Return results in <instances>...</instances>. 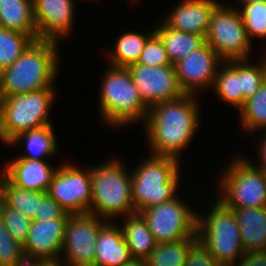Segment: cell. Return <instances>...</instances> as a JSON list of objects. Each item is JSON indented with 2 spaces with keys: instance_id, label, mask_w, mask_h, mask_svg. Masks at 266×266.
I'll return each instance as SVG.
<instances>
[{
  "instance_id": "cell-47",
  "label": "cell",
  "mask_w": 266,
  "mask_h": 266,
  "mask_svg": "<svg viewBox=\"0 0 266 266\" xmlns=\"http://www.w3.org/2000/svg\"><path fill=\"white\" fill-rule=\"evenodd\" d=\"M1 175H2V171H1V167H0V180H1Z\"/></svg>"
},
{
  "instance_id": "cell-29",
  "label": "cell",
  "mask_w": 266,
  "mask_h": 266,
  "mask_svg": "<svg viewBox=\"0 0 266 266\" xmlns=\"http://www.w3.org/2000/svg\"><path fill=\"white\" fill-rule=\"evenodd\" d=\"M197 237L175 242L157 243L145 259L147 266H184L190 245Z\"/></svg>"
},
{
  "instance_id": "cell-20",
  "label": "cell",
  "mask_w": 266,
  "mask_h": 266,
  "mask_svg": "<svg viewBox=\"0 0 266 266\" xmlns=\"http://www.w3.org/2000/svg\"><path fill=\"white\" fill-rule=\"evenodd\" d=\"M95 247L94 266H124L133 260L122 229L115 221H108L101 228Z\"/></svg>"
},
{
  "instance_id": "cell-26",
  "label": "cell",
  "mask_w": 266,
  "mask_h": 266,
  "mask_svg": "<svg viewBox=\"0 0 266 266\" xmlns=\"http://www.w3.org/2000/svg\"><path fill=\"white\" fill-rule=\"evenodd\" d=\"M158 22L157 26L153 25V28L163 41L169 60L173 65L205 42L202 36L174 30L162 19L158 20Z\"/></svg>"
},
{
  "instance_id": "cell-1",
  "label": "cell",
  "mask_w": 266,
  "mask_h": 266,
  "mask_svg": "<svg viewBox=\"0 0 266 266\" xmlns=\"http://www.w3.org/2000/svg\"><path fill=\"white\" fill-rule=\"evenodd\" d=\"M200 101L197 95L184 94L149 108L142 127L150 154L182 159L203 123Z\"/></svg>"
},
{
  "instance_id": "cell-44",
  "label": "cell",
  "mask_w": 266,
  "mask_h": 266,
  "mask_svg": "<svg viewBox=\"0 0 266 266\" xmlns=\"http://www.w3.org/2000/svg\"><path fill=\"white\" fill-rule=\"evenodd\" d=\"M42 266H60L59 262H46Z\"/></svg>"
},
{
  "instance_id": "cell-9",
  "label": "cell",
  "mask_w": 266,
  "mask_h": 266,
  "mask_svg": "<svg viewBox=\"0 0 266 266\" xmlns=\"http://www.w3.org/2000/svg\"><path fill=\"white\" fill-rule=\"evenodd\" d=\"M205 41L223 61L248 60L254 56V45L247 35L239 10L229 2L221 1L213 10Z\"/></svg>"
},
{
  "instance_id": "cell-34",
  "label": "cell",
  "mask_w": 266,
  "mask_h": 266,
  "mask_svg": "<svg viewBox=\"0 0 266 266\" xmlns=\"http://www.w3.org/2000/svg\"><path fill=\"white\" fill-rule=\"evenodd\" d=\"M137 63L146 66L171 64L164 43L156 32L148 38Z\"/></svg>"
},
{
  "instance_id": "cell-15",
  "label": "cell",
  "mask_w": 266,
  "mask_h": 266,
  "mask_svg": "<svg viewBox=\"0 0 266 266\" xmlns=\"http://www.w3.org/2000/svg\"><path fill=\"white\" fill-rule=\"evenodd\" d=\"M77 1L83 0H32L38 39L57 43L69 39L75 30Z\"/></svg>"
},
{
  "instance_id": "cell-38",
  "label": "cell",
  "mask_w": 266,
  "mask_h": 266,
  "mask_svg": "<svg viewBox=\"0 0 266 266\" xmlns=\"http://www.w3.org/2000/svg\"><path fill=\"white\" fill-rule=\"evenodd\" d=\"M257 135V136H256ZM255 139H258V143L256 144V150H257V156L255 160V157L252 159L250 156H244L253 166L266 170V132H257L254 133ZM259 137V138H258ZM255 163H254V162Z\"/></svg>"
},
{
  "instance_id": "cell-22",
  "label": "cell",
  "mask_w": 266,
  "mask_h": 266,
  "mask_svg": "<svg viewBox=\"0 0 266 266\" xmlns=\"http://www.w3.org/2000/svg\"><path fill=\"white\" fill-rule=\"evenodd\" d=\"M154 32L155 29L146 33L132 29L121 32L122 34H118L119 36L115 38L111 51L108 48L104 54L106 63L116 67H128L137 63L145 43Z\"/></svg>"
},
{
  "instance_id": "cell-11",
  "label": "cell",
  "mask_w": 266,
  "mask_h": 266,
  "mask_svg": "<svg viewBox=\"0 0 266 266\" xmlns=\"http://www.w3.org/2000/svg\"><path fill=\"white\" fill-rule=\"evenodd\" d=\"M67 161L59 162L47 193L70 215L90 213L91 167Z\"/></svg>"
},
{
  "instance_id": "cell-18",
  "label": "cell",
  "mask_w": 266,
  "mask_h": 266,
  "mask_svg": "<svg viewBox=\"0 0 266 266\" xmlns=\"http://www.w3.org/2000/svg\"><path fill=\"white\" fill-rule=\"evenodd\" d=\"M67 221L68 218L32 220L23 248L40 256L46 262H59Z\"/></svg>"
},
{
  "instance_id": "cell-43",
  "label": "cell",
  "mask_w": 266,
  "mask_h": 266,
  "mask_svg": "<svg viewBox=\"0 0 266 266\" xmlns=\"http://www.w3.org/2000/svg\"><path fill=\"white\" fill-rule=\"evenodd\" d=\"M0 142L3 145V135H2V128H1V98H0Z\"/></svg>"
},
{
  "instance_id": "cell-25",
  "label": "cell",
  "mask_w": 266,
  "mask_h": 266,
  "mask_svg": "<svg viewBox=\"0 0 266 266\" xmlns=\"http://www.w3.org/2000/svg\"><path fill=\"white\" fill-rule=\"evenodd\" d=\"M0 27L29 34L38 40L32 0H0Z\"/></svg>"
},
{
  "instance_id": "cell-33",
  "label": "cell",
  "mask_w": 266,
  "mask_h": 266,
  "mask_svg": "<svg viewBox=\"0 0 266 266\" xmlns=\"http://www.w3.org/2000/svg\"><path fill=\"white\" fill-rule=\"evenodd\" d=\"M0 219L3 221L5 227L11 236L22 245L28 238L31 219L24 214L16 211L0 200Z\"/></svg>"
},
{
  "instance_id": "cell-17",
  "label": "cell",
  "mask_w": 266,
  "mask_h": 266,
  "mask_svg": "<svg viewBox=\"0 0 266 266\" xmlns=\"http://www.w3.org/2000/svg\"><path fill=\"white\" fill-rule=\"evenodd\" d=\"M220 0H181L161 19L172 29L194 33L204 39L210 17Z\"/></svg>"
},
{
  "instance_id": "cell-41",
  "label": "cell",
  "mask_w": 266,
  "mask_h": 266,
  "mask_svg": "<svg viewBox=\"0 0 266 266\" xmlns=\"http://www.w3.org/2000/svg\"><path fill=\"white\" fill-rule=\"evenodd\" d=\"M124 266H147L145 260L133 259L130 263L125 264Z\"/></svg>"
},
{
  "instance_id": "cell-40",
  "label": "cell",
  "mask_w": 266,
  "mask_h": 266,
  "mask_svg": "<svg viewBox=\"0 0 266 266\" xmlns=\"http://www.w3.org/2000/svg\"><path fill=\"white\" fill-rule=\"evenodd\" d=\"M44 263H46V261L40 256L23 248L15 260L14 266H42Z\"/></svg>"
},
{
  "instance_id": "cell-19",
  "label": "cell",
  "mask_w": 266,
  "mask_h": 266,
  "mask_svg": "<svg viewBox=\"0 0 266 266\" xmlns=\"http://www.w3.org/2000/svg\"><path fill=\"white\" fill-rule=\"evenodd\" d=\"M55 125H48L35 130L23 132L13 138L6 146L13 149L15 146L23 147L22 152L11 158L54 160L59 156V143L55 134ZM26 151V152H25ZM54 157V158H53Z\"/></svg>"
},
{
  "instance_id": "cell-4",
  "label": "cell",
  "mask_w": 266,
  "mask_h": 266,
  "mask_svg": "<svg viewBox=\"0 0 266 266\" xmlns=\"http://www.w3.org/2000/svg\"><path fill=\"white\" fill-rule=\"evenodd\" d=\"M145 156L131 169L132 200L137 213L183 195L179 191L183 184L181 160L150 153Z\"/></svg>"
},
{
  "instance_id": "cell-28",
  "label": "cell",
  "mask_w": 266,
  "mask_h": 266,
  "mask_svg": "<svg viewBox=\"0 0 266 266\" xmlns=\"http://www.w3.org/2000/svg\"><path fill=\"white\" fill-rule=\"evenodd\" d=\"M238 112L241 129L246 135L254 138V133L266 132V79Z\"/></svg>"
},
{
  "instance_id": "cell-37",
  "label": "cell",
  "mask_w": 266,
  "mask_h": 266,
  "mask_svg": "<svg viewBox=\"0 0 266 266\" xmlns=\"http://www.w3.org/2000/svg\"><path fill=\"white\" fill-rule=\"evenodd\" d=\"M69 216L70 214L66 213L61 206L48 193H46L42 197V201L39 203L38 212H36L33 220L44 221L58 218H69Z\"/></svg>"
},
{
  "instance_id": "cell-24",
  "label": "cell",
  "mask_w": 266,
  "mask_h": 266,
  "mask_svg": "<svg viewBox=\"0 0 266 266\" xmlns=\"http://www.w3.org/2000/svg\"><path fill=\"white\" fill-rule=\"evenodd\" d=\"M210 91L215 93L219 101L236 109L243 106L241 90V60L224 61L218 68L213 86Z\"/></svg>"
},
{
  "instance_id": "cell-39",
  "label": "cell",
  "mask_w": 266,
  "mask_h": 266,
  "mask_svg": "<svg viewBox=\"0 0 266 266\" xmlns=\"http://www.w3.org/2000/svg\"><path fill=\"white\" fill-rule=\"evenodd\" d=\"M231 266H266V250L249 251Z\"/></svg>"
},
{
  "instance_id": "cell-45",
  "label": "cell",
  "mask_w": 266,
  "mask_h": 266,
  "mask_svg": "<svg viewBox=\"0 0 266 266\" xmlns=\"http://www.w3.org/2000/svg\"><path fill=\"white\" fill-rule=\"evenodd\" d=\"M127 1H129V3H131V8H132V5L134 4V5H136V6H138L137 4H139L140 5V3H142L141 1H143V0H127ZM145 1V0H144ZM138 2V3H137ZM137 3V4H136Z\"/></svg>"
},
{
  "instance_id": "cell-35",
  "label": "cell",
  "mask_w": 266,
  "mask_h": 266,
  "mask_svg": "<svg viewBox=\"0 0 266 266\" xmlns=\"http://www.w3.org/2000/svg\"><path fill=\"white\" fill-rule=\"evenodd\" d=\"M23 245L15 240L0 219V266H14Z\"/></svg>"
},
{
  "instance_id": "cell-6",
  "label": "cell",
  "mask_w": 266,
  "mask_h": 266,
  "mask_svg": "<svg viewBox=\"0 0 266 266\" xmlns=\"http://www.w3.org/2000/svg\"><path fill=\"white\" fill-rule=\"evenodd\" d=\"M233 154L224 160L215 182V197L224 206L232 208L266 207V176L264 170L253 166L243 154ZM236 155V156H235ZM227 161V163H226ZM226 166V167H225Z\"/></svg>"
},
{
  "instance_id": "cell-36",
  "label": "cell",
  "mask_w": 266,
  "mask_h": 266,
  "mask_svg": "<svg viewBox=\"0 0 266 266\" xmlns=\"http://www.w3.org/2000/svg\"><path fill=\"white\" fill-rule=\"evenodd\" d=\"M184 266H221L197 238L189 247Z\"/></svg>"
},
{
  "instance_id": "cell-2",
  "label": "cell",
  "mask_w": 266,
  "mask_h": 266,
  "mask_svg": "<svg viewBox=\"0 0 266 266\" xmlns=\"http://www.w3.org/2000/svg\"><path fill=\"white\" fill-rule=\"evenodd\" d=\"M61 45L50 40H34L9 67L0 73V97L57 88L61 70Z\"/></svg>"
},
{
  "instance_id": "cell-27",
  "label": "cell",
  "mask_w": 266,
  "mask_h": 266,
  "mask_svg": "<svg viewBox=\"0 0 266 266\" xmlns=\"http://www.w3.org/2000/svg\"><path fill=\"white\" fill-rule=\"evenodd\" d=\"M47 192L32 191L12 184L3 174L0 180V200L8 207L33 220L39 203Z\"/></svg>"
},
{
  "instance_id": "cell-42",
  "label": "cell",
  "mask_w": 266,
  "mask_h": 266,
  "mask_svg": "<svg viewBox=\"0 0 266 266\" xmlns=\"http://www.w3.org/2000/svg\"><path fill=\"white\" fill-rule=\"evenodd\" d=\"M251 2H266V0H234V2L230 3L236 4V3H251Z\"/></svg>"
},
{
  "instance_id": "cell-30",
  "label": "cell",
  "mask_w": 266,
  "mask_h": 266,
  "mask_svg": "<svg viewBox=\"0 0 266 266\" xmlns=\"http://www.w3.org/2000/svg\"><path fill=\"white\" fill-rule=\"evenodd\" d=\"M34 40L29 34L0 27V73L17 60Z\"/></svg>"
},
{
  "instance_id": "cell-23",
  "label": "cell",
  "mask_w": 266,
  "mask_h": 266,
  "mask_svg": "<svg viewBox=\"0 0 266 266\" xmlns=\"http://www.w3.org/2000/svg\"><path fill=\"white\" fill-rule=\"evenodd\" d=\"M232 209L245 251L266 250V207Z\"/></svg>"
},
{
  "instance_id": "cell-3",
  "label": "cell",
  "mask_w": 266,
  "mask_h": 266,
  "mask_svg": "<svg viewBox=\"0 0 266 266\" xmlns=\"http://www.w3.org/2000/svg\"><path fill=\"white\" fill-rule=\"evenodd\" d=\"M105 67L97 96L101 124L111 130H122L140 122V125L143 124L149 108L140 97L129 69L109 64Z\"/></svg>"
},
{
  "instance_id": "cell-5",
  "label": "cell",
  "mask_w": 266,
  "mask_h": 266,
  "mask_svg": "<svg viewBox=\"0 0 266 266\" xmlns=\"http://www.w3.org/2000/svg\"><path fill=\"white\" fill-rule=\"evenodd\" d=\"M91 166L90 213L108 221L136 213L132 200L131 169L114 156ZM116 218V219H115Z\"/></svg>"
},
{
  "instance_id": "cell-46",
  "label": "cell",
  "mask_w": 266,
  "mask_h": 266,
  "mask_svg": "<svg viewBox=\"0 0 266 266\" xmlns=\"http://www.w3.org/2000/svg\"><path fill=\"white\" fill-rule=\"evenodd\" d=\"M85 1L89 3V1L94 2L95 0H83L84 3H85Z\"/></svg>"
},
{
  "instance_id": "cell-32",
  "label": "cell",
  "mask_w": 266,
  "mask_h": 266,
  "mask_svg": "<svg viewBox=\"0 0 266 266\" xmlns=\"http://www.w3.org/2000/svg\"><path fill=\"white\" fill-rule=\"evenodd\" d=\"M259 57V63L253 59L241 60L243 105L247 99L251 98L259 90L261 84L266 79V53L263 52Z\"/></svg>"
},
{
  "instance_id": "cell-21",
  "label": "cell",
  "mask_w": 266,
  "mask_h": 266,
  "mask_svg": "<svg viewBox=\"0 0 266 266\" xmlns=\"http://www.w3.org/2000/svg\"><path fill=\"white\" fill-rule=\"evenodd\" d=\"M116 222L122 229L124 240L129 247L132 258L145 260L157 242L143 216L136 212L118 218Z\"/></svg>"
},
{
  "instance_id": "cell-14",
  "label": "cell",
  "mask_w": 266,
  "mask_h": 266,
  "mask_svg": "<svg viewBox=\"0 0 266 266\" xmlns=\"http://www.w3.org/2000/svg\"><path fill=\"white\" fill-rule=\"evenodd\" d=\"M127 68L148 108L163 101L176 100L185 94L179 86L173 64L146 66L134 63Z\"/></svg>"
},
{
  "instance_id": "cell-10",
  "label": "cell",
  "mask_w": 266,
  "mask_h": 266,
  "mask_svg": "<svg viewBox=\"0 0 266 266\" xmlns=\"http://www.w3.org/2000/svg\"><path fill=\"white\" fill-rule=\"evenodd\" d=\"M139 212L145 219L157 243L175 242L197 237V208L184 200L185 196ZM188 201V202H187ZM187 202V203H186ZM194 208V209H193Z\"/></svg>"
},
{
  "instance_id": "cell-31",
  "label": "cell",
  "mask_w": 266,
  "mask_h": 266,
  "mask_svg": "<svg viewBox=\"0 0 266 266\" xmlns=\"http://www.w3.org/2000/svg\"><path fill=\"white\" fill-rule=\"evenodd\" d=\"M233 5L239 10L250 41L254 44L255 40H266V2Z\"/></svg>"
},
{
  "instance_id": "cell-8",
  "label": "cell",
  "mask_w": 266,
  "mask_h": 266,
  "mask_svg": "<svg viewBox=\"0 0 266 266\" xmlns=\"http://www.w3.org/2000/svg\"><path fill=\"white\" fill-rule=\"evenodd\" d=\"M56 89L46 88L0 97L4 146L23 132L53 125L51 114L58 98Z\"/></svg>"
},
{
  "instance_id": "cell-13",
  "label": "cell",
  "mask_w": 266,
  "mask_h": 266,
  "mask_svg": "<svg viewBox=\"0 0 266 266\" xmlns=\"http://www.w3.org/2000/svg\"><path fill=\"white\" fill-rule=\"evenodd\" d=\"M223 62L205 41L195 51L174 64L180 88L185 94L201 97L205 91L211 90L218 68Z\"/></svg>"
},
{
  "instance_id": "cell-16",
  "label": "cell",
  "mask_w": 266,
  "mask_h": 266,
  "mask_svg": "<svg viewBox=\"0 0 266 266\" xmlns=\"http://www.w3.org/2000/svg\"><path fill=\"white\" fill-rule=\"evenodd\" d=\"M48 159L10 158L3 160L2 174L14 185L25 190L47 192L59 165Z\"/></svg>"
},
{
  "instance_id": "cell-12",
  "label": "cell",
  "mask_w": 266,
  "mask_h": 266,
  "mask_svg": "<svg viewBox=\"0 0 266 266\" xmlns=\"http://www.w3.org/2000/svg\"><path fill=\"white\" fill-rule=\"evenodd\" d=\"M108 220L91 213L70 215L66 224L60 266H94L96 243Z\"/></svg>"
},
{
  "instance_id": "cell-7",
  "label": "cell",
  "mask_w": 266,
  "mask_h": 266,
  "mask_svg": "<svg viewBox=\"0 0 266 266\" xmlns=\"http://www.w3.org/2000/svg\"><path fill=\"white\" fill-rule=\"evenodd\" d=\"M214 195L213 193L212 200H204L210 204L209 207H204L205 212L198 209L200 212H197L196 235L221 266H231L246 251L233 209L214 199Z\"/></svg>"
}]
</instances>
